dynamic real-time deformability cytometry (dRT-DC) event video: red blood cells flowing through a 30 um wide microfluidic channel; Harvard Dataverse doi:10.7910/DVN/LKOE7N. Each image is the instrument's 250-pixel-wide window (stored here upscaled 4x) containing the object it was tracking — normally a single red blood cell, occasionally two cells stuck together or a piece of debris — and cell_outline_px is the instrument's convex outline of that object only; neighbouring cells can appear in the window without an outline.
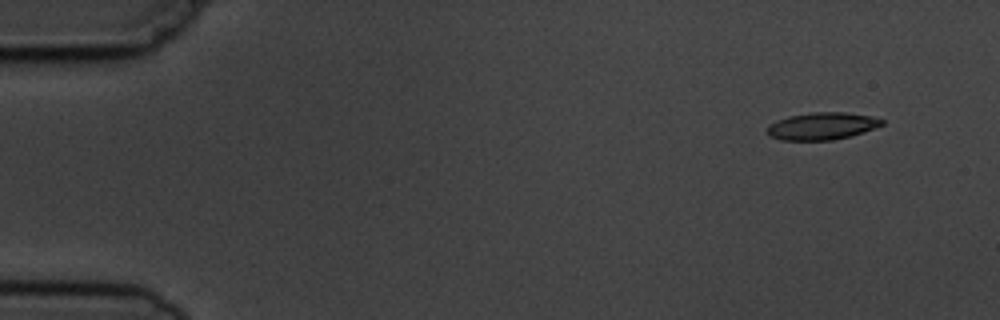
{"species": "common noctule bat (a hibernating species)", "species_latin": "Nyctalus noctula", "temperature_condition": "cold", "stored_images_in_passage": 6, "camera_frame_rate_fps": 3000, "um_per_image_px": 0.085, "animal": {"sex": "male", "body_mass_g": 19.5, "forearm_length_mm": 54.6}, "frame": {"image": 1, "passage_image": 1, "time_ms": 0.0, "image_size_px": [1000, 320], "cell_outline_px": [[884, 124], [864, 132], [852, 136], [832, 140], [780, 140], [768, 136], [768, 124], [776, 120], [788, 116], [812, 112], [844, 112], [872, 116], [884, 120]], "centroid_in_image_um": [69.86, 10.71], "position_along_channel_um": 15.1, "area_um2": 18.38}}
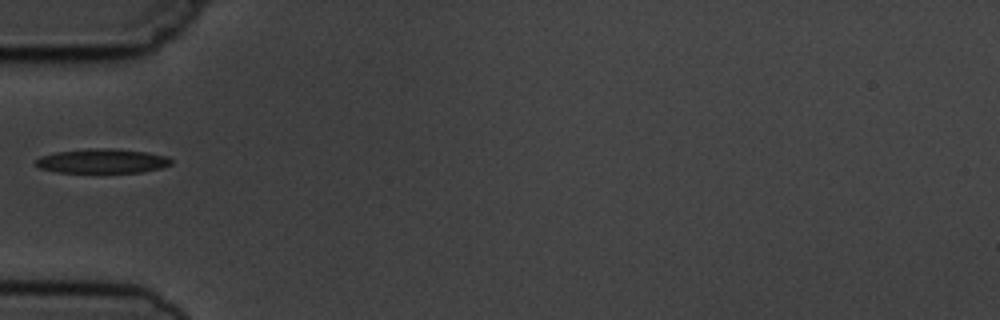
{"frame": {"image": 2, "passage_image": 5, "time_ms": 4.667, "image_size_px": [1000, 320], "cell_outline_px": [[172, 164], [160, 168], [140, 172], [56, 172], [40, 168], [36, 164], [36, 160], [40, 156], [56, 152], [88, 148], [112, 148], [148, 152], [168, 156], [172, 160]], "centroid_in_image_um": [8.71, 13.67], "position_along_channel_um": 76.3, "area_um2": 19.25}}
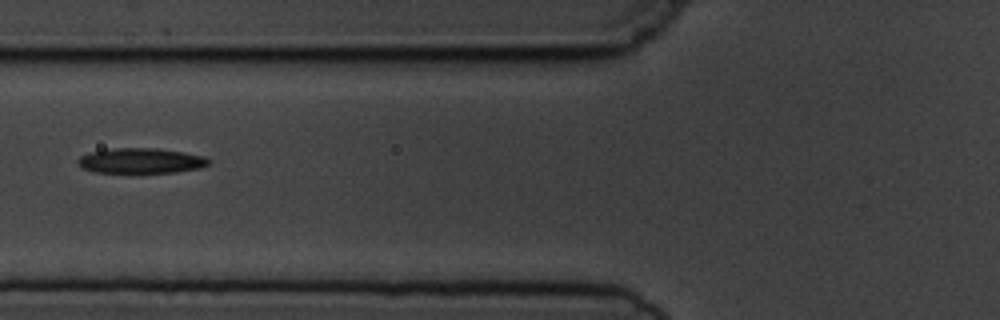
{"frame": {"image": 3, "passage_image": 6, "time_ms": 5.667, "image_size_px": [1000, 320], "cell_outline_px": [[212, 160], [208, 164], [200, 168], [176, 172], [92, 172], [80, 168], [76, 164], [76, 160], [80, 156], [92, 152], [116, 148], [156, 148], [184, 152], [204, 156]], "centroid_in_image_um": [11.96, 13.66], "position_along_channel_um": 113.8, "area_um2": 19.25}}